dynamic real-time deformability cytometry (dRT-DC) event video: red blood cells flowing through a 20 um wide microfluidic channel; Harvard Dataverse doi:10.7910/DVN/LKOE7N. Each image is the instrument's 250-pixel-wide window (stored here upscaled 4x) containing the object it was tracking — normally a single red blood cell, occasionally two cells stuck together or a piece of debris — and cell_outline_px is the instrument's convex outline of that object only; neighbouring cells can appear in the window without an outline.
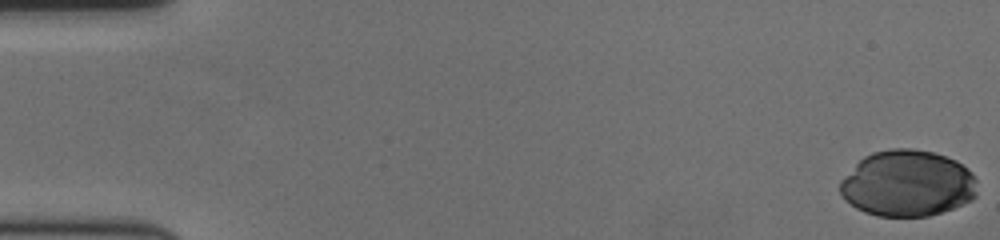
{"species": "human", "species_latin": "Homo sapiens", "temperature_condition": "cold", "stored_images_in_passage": 52, "camera_frame_rate_fps": 3000, "um_per_image_px": 0.085, "donor": {"sex": "female"}, "frame": {"image": 1, "passage_image": 1, "time_ms": 0.0, "image_size_px": [1000, 240], "cell_outline_px": [[976, 196], [972, 200], [952, 208], [928, 216], [876, 216], [864, 212], [856, 208], [844, 200], [840, 192], [840, 180], [864, 156], [872, 152], [892, 148], [912, 148], [932, 152], [956, 160], [968, 168], [972, 172], [976, 180]], "centroid_in_image_um": [77.13, 15.59], "position_along_channel_um": 7.9, "area_um2": 53.12}}
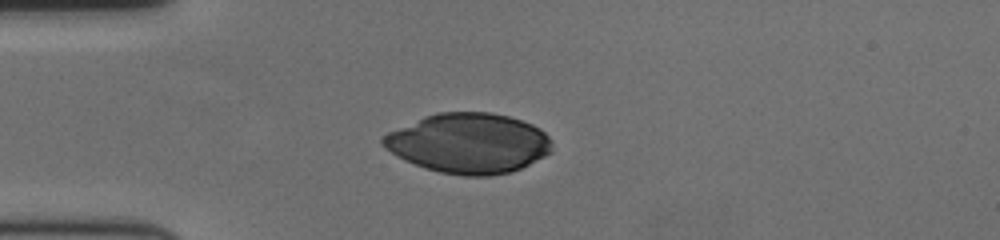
{"frame": {"image": 2, "passage_image": 16, "time_ms": 5.0, "image_size_px": [1000, 240], "cell_outline_px": [[552, 152], [512, 172], [488, 176], [464, 176], [440, 172], [424, 168], [404, 160], [396, 156], [384, 148], [380, 144], [380, 140], [388, 132], [424, 116], [436, 112], [492, 112], [508, 116], [532, 124], [540, 128], [552, 140]], "centroid_in_image_um": [39.82, 12.17], "position_along_channel_um": 45.2, "area_um2": 59.36}}